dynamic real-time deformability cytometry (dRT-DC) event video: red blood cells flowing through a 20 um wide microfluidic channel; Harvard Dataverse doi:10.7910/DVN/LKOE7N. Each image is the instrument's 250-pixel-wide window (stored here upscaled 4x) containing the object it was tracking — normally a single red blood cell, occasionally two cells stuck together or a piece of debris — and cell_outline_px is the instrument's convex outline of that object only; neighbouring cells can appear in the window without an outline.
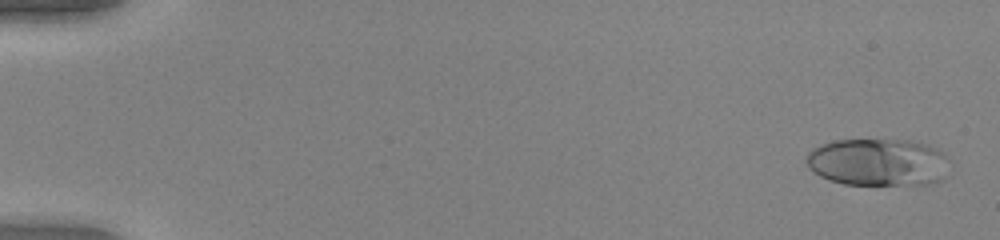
{"species": "human", "species_latin": "Homo sapiens", "temperature_condition": "warm", "stored_images_in_passage": 51, "camera_frame_rate_fps": 3000, "um_per_image_px": 0.085, "donor": {"sex": "female"}, "frame": {"image": 1, "passage_image": 2, "time_ms": 0.333, "image_size_px": [1000, 240], "cell_outline_px": [[948, 160], [944, 180], [928, 184], [844, 184], [828, 180], [812, 172], [808, 168], [804, 160], [808, 152], [812, 148], [832, 140], [908, 140], [928, 144], [944, 152]], "centroid_in_image_um": [74.61, 13.78], "position_along_channel_um": 10.4, "area_um2": 40.0}}
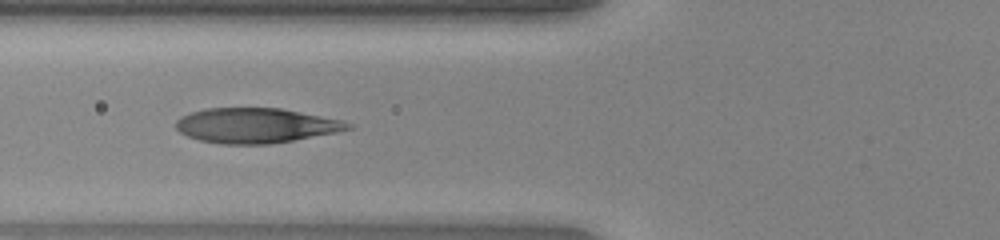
{"frame": {"image": 2, "passage_image": 21, "time_ms": 6.667, "image_size_px": [1000, 240], "cell_outline_px": [[352, 128], [336, 132], [292, 140], [268, 144], [224, 144], [200, 140], [188, 136], [180, 132], [176, 128], [176, 120], [180, 116], [192, 112], [208, 108], [280, 108], [344, 120], [352, 124]], "centroid_in_image_um": [21.74, 10.66], "position_along_channel_um": 104.1, "area_um2": 34.8}}
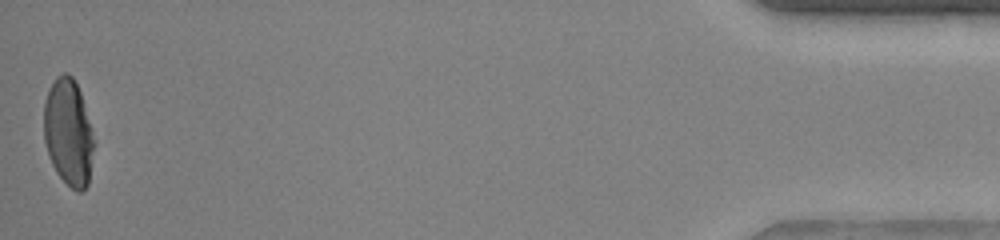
{"frame": {"image": 3, "passage_image": 51, "time_ms": 16.667, "image_size_px": [1000, 240], "cell_outline_px": [[92, 148], [88, 184], [80, 192], [76, 192], [56, 172], [48, 156], [44, 140], [44, 104], [48, 88], [56, 76], [64, 72], [68, 72], [72, 76], [80, 92], [92, 128]], "centroid_in_image_um": [5.78, 11.21], "position_along_channel_um": 429.4, "area_um2": 30.87}, "authors_computed_cell_mechanics": {"area_um2": 35.9516, "velocity_mm_per_s": 4.0968, "shape_relaxation_time_tau1_ms": 5.8043, "shape_relaxation_time_tau2_ms": null, "deformation_change_tau1": 0.2609, "deformation_change_tau2": null}}